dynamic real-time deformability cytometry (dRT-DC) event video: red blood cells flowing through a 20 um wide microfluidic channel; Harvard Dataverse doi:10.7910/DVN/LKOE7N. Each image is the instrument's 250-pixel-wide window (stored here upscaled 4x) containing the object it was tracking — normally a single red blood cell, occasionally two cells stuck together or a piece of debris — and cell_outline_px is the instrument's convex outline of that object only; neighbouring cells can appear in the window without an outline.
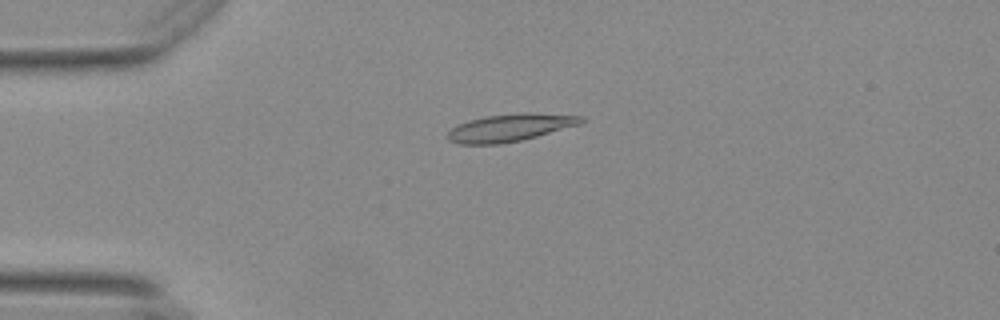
{"species": "Egyptian fruit bat (a non-hibernating species)", "species_latin": "Rousettus aegyptiacus", "temperature_condition": "warm", "stored_images_in_passage": 47, "camera_frame_rate_fps": 3000, "um_per_image_px": 0.085, "animal": {"sex": "female"}, "frame": {"image": 1, "passage_image": 5, "time_ms": 1.333, "image_size_px": [1000, 320], "cell_outline_px": [[588, 120], [580, 124], [536, 136], [520, 140], [500, 144], [460, 144], [448, 140], [448, 132], [452, 128], [468, 120], [484, 116], [520, 112], [532, 112], [584, 116]], "centroid_in_image_um": [43.39, 10.83], "position_along_channel_um": 41.6, "area_um2": 21.44}}
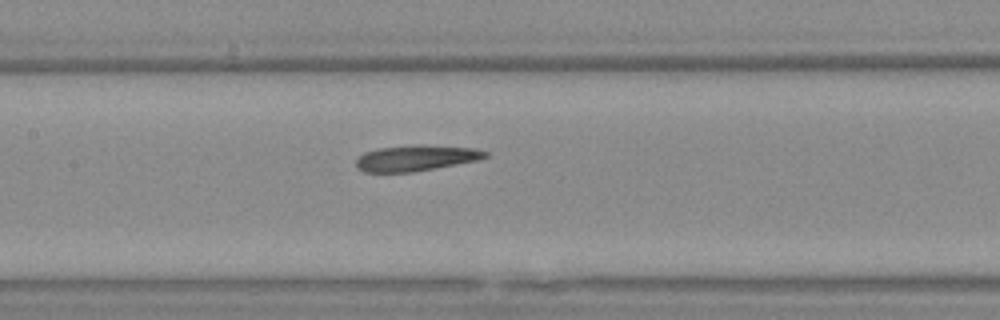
{"frame": {"image": 2, "passage_image": 18, "time_ms": 5.667, "image_size_px": [1000, 320], "cell_outline_px": [[488, 156], [476, 160], [412, 172], [364, 172], [356, 168], [356, 160], [364, 152], [376, 148], [416, 144], [420, 144], [472, 148], [488, 152]], "centroid_in_image_um": [35.29, 13.42], "position_along_channel_um": 172.1, "area_um2": 19.36}}
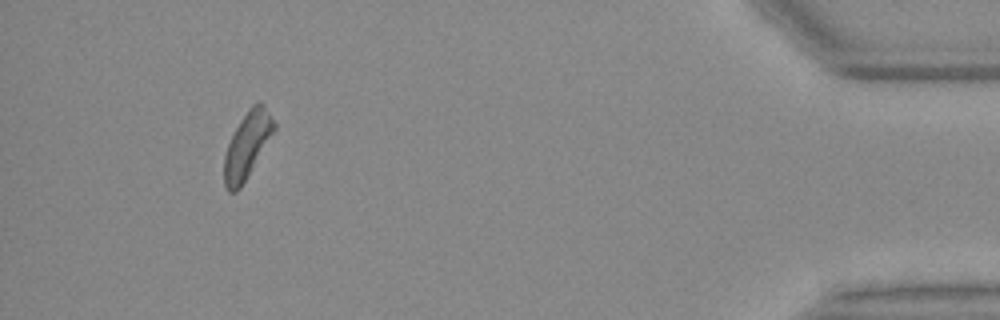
{"frame": {"image": 3, "passage_image": 43, "time_ms": 14.0, "image_size_px": [1000, 320], "cell_outline_px": [[276, 132], [240, 188], [236, 192], [228, 192], [224, 184], [224, 156], [228, 144], [240, 120], [248, 108], [252, 104], [260, 100], [264, 104], [276, 124]], "centroid_in_image_um": [21.04, 12.32], "position_along_channel_um": 414.2, "area_um2": 19.48}, "authors_computed_cell_mechanics": {"area_um2": 19.8254, "velocity_mm_per_s": 3.6647, "shape_relaxation_time_tau1_ms": null, "shape_relaxation_time_tau2_ms": 4.3025, "deformation_change_tau1": null, "deformation_change_tau2": 0.1511}}